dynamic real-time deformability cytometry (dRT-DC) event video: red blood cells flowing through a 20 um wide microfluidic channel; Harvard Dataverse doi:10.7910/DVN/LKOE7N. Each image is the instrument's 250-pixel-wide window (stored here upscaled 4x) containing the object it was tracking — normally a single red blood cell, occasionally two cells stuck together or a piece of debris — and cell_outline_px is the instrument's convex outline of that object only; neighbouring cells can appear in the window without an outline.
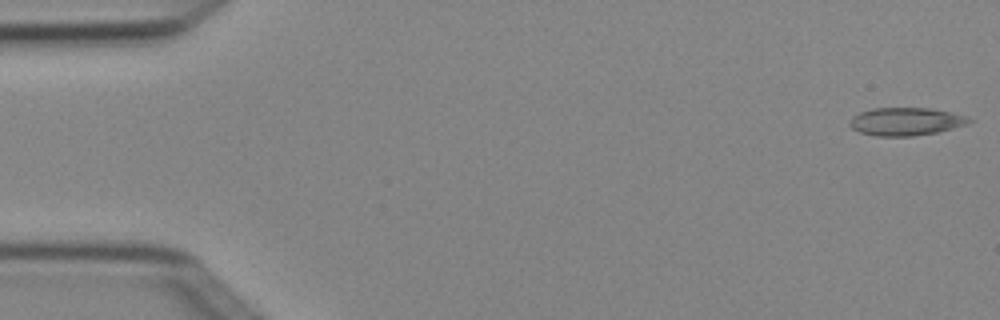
{"species": "Egyptian fruit bat (a non-hibernating species)", "species_latin": "Rousettus aegyptiacus", "temperature_condition": "cold", "stored_images_in_passage": 8, "camera_frame_rate_fps": 3000, "um_per_image_px": 0.085, "animal": {"sex": "female"}, "frame": {"image": 1, "passage_image": 1, "time_ms": 0.0, "image_size_px": [1000, 320], "cell_outline_px": [[972, 120], [968, 124], [936, 132], [912, 136], [876, 136], [860, 132], [852, 128], [848, 124], [852, 116], [860, 112], [872, 108], [928, 108], [952, 112], [968, 116]], "centroid_in_image_um": [76.99, 10.32], "position_along_channel_um": 8.0, "area_um2": 19.42}}
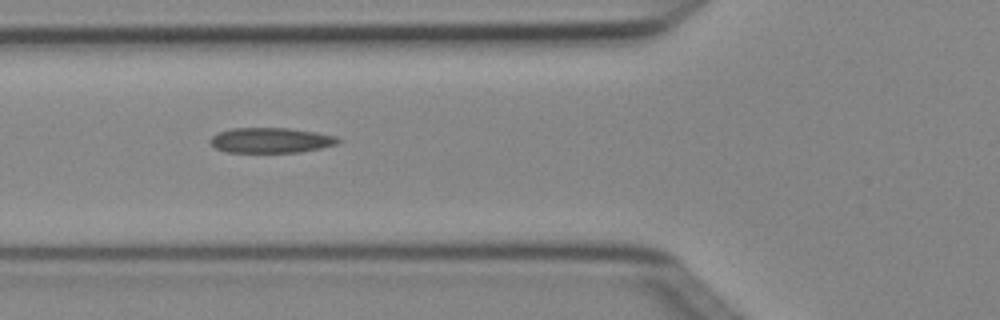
{"frame": {"image": 2, "passage_image": 6, "time_ms": 1.667, "image_size_px": [1000, 320], "cell_outline_px": [[344, 140], [336, 144], [320, 148], [300, 152], [224, 152], [216, 148], [208, 140], [212, 136], [220, 132], [232, 128], [288, 128], [316, 132], [336, 136]], "centroid_in_image_um": [23.04, 11.92], "position_along_channel_um": 102.8, "area_um2": 18.79}}
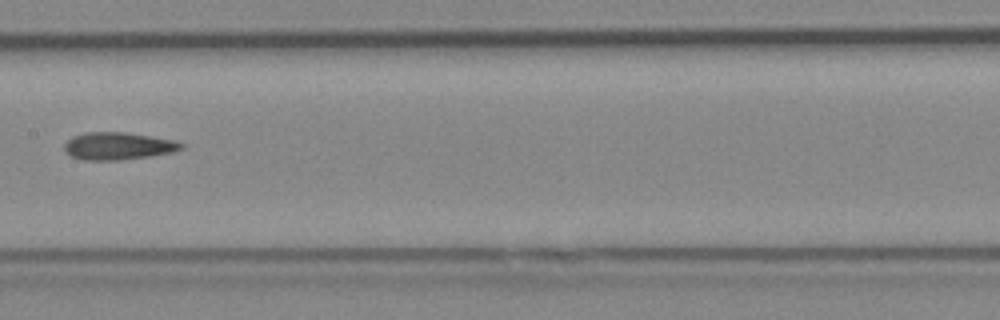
{"frame": {"image": 3, "passage_image": 8, "time_ms": 2.333, "image_size_px": [1000, 320], "cell_outline_px": [[184, 148], [172, 152], [152, 156], [120, 160], [80, 160], [64, 152], [64, 144], [72, 136], [84, 132], [124, 132], [176, 140], [184, 144]], "centroid_in_image_um": [10.03, 12.41], "position_along_channel_um": 197.4, "area_um2": 18.9}}